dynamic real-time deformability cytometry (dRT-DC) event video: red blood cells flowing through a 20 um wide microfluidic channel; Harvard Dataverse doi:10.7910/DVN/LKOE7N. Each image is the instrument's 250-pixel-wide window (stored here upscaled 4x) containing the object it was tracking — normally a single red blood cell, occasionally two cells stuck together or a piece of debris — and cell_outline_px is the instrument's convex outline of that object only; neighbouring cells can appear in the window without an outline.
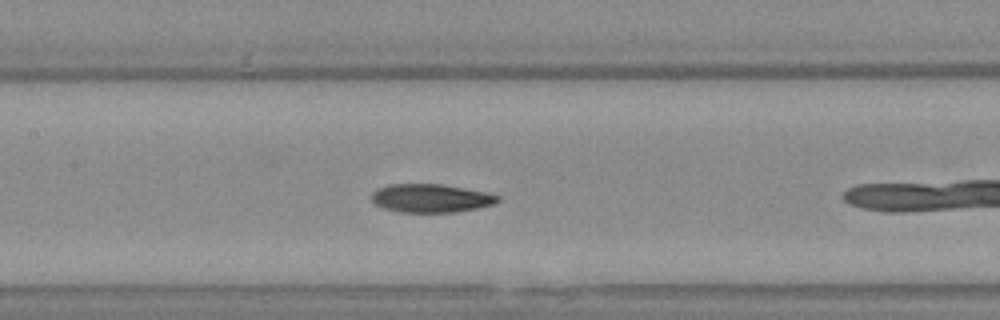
{"species": "Egyptian fruit bat (a non-hibernating species)", "species_latin": "Rousettus aegyptiacus", "temperature_condition": "warm", "stored_images_in_passage": 18, "camera_frame_rate_fps": 3000, "um_per_image_px": 0.085, "animal": {"sex": "female"}, "frame": {"image": 1, "passage_image": 7, "time_ms": 2.0, "image_size_px": [1000, 320], "cell_outline_px": [[500, 200], [492, 204], [476, 208], [456, 212], [400, 212], [384, 208], [376, 204], [372, 200], [372, 192], [388, 184], [440, 184], [484, 192], [500, 196]], "centroid_in_image_um": [36.6, 16.85], "position_along_channel_um": 170.8, "area_um2": 20.58}}
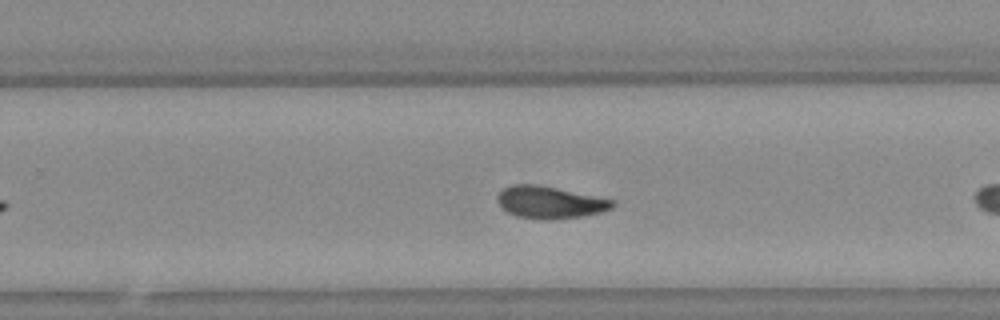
{"frame": {"image": 2, "passage_image": 16, "time_ms": 5.0, "image_size_px": [1000, 320], "cell_outline_px": [[616, 204], [612, 208], [600, 212], [584, 216], [552, 220], [540, 220], [516, 216], [508, 212], [500, 204], [496, 196], [504, 188], [512, 184], [536, 184], [556, 188], [612, 200]], "centroid_in_image_um": [46.72, 17.21], "position_along_channel_um": 283.1, "area_um2": 21.39}}